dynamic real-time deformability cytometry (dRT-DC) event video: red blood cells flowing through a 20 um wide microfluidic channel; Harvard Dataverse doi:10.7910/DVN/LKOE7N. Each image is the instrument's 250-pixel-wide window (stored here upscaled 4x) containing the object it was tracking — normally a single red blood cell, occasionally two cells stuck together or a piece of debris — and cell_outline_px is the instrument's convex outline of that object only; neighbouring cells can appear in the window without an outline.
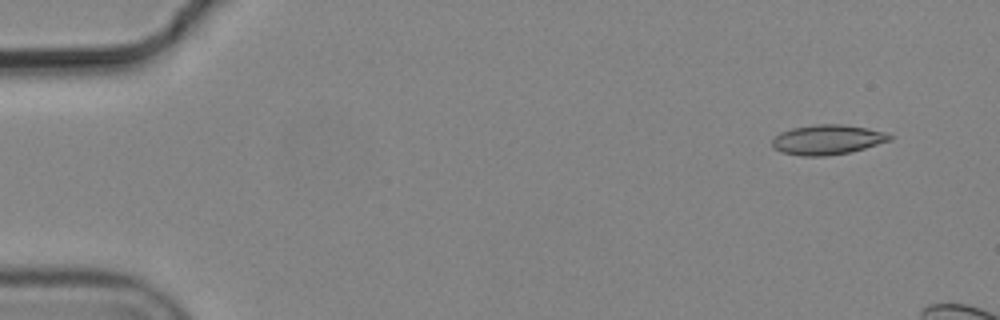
{"species": "common noctule bat (a hibernating species)", "species_latin": "Nyctalus noctula", "temperature_condition": "cold", "stored_images_in_passage": 3, "camera_frame_rate_fps": 3000, "um_per_image_px": 0.085, "animal": {"sex": "male", "body_mass_g": 19.2, "forearm_length_mm": 51.8}, "frame": {"image": 1, "passage_image": 2, "time_ms": 0.333, "image_size_px": [1000, 320], "cell_outline_px": [[892, 140], [864, 148], [848, 152], [824, 156], [800, 156], [780, 152], [772, 148], [772, 140], [780, 132], [792, 128], [816, 124], [840, 124], [868, 128], [884, 132], [892, 136]], "centroid_in_image_um": [70.29, 11.87], "position_along_channel_um": 14.7, "area_um2": 20.4}}